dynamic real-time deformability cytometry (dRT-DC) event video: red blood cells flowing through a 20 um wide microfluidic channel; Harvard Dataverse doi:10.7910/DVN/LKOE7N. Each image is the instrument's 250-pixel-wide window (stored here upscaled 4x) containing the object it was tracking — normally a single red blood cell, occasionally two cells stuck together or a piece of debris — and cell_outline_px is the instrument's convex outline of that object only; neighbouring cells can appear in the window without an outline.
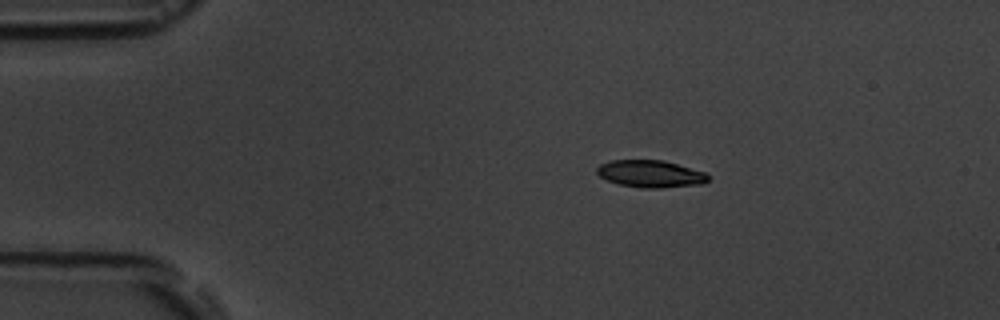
{"species": "common noctule bat (a hibernating species)", "species_latin": "Nyctalus noctula", "temperature_condition": "room temperature", "stored_images_in_passage": 4, "camera_frame_rate_fps": 3000, "um_per_image_px": 0.085, "animal": {"sex": "male", "body_mass_g": 19.5, "forearm_length_mm": 54.6}, "frame": {"image": 1, "passage_image": 1, "time_ms": 0.0, "image_size_px": [1000, 320], "cell_outline_px": [[708, 180], [704, 184], [660, 188], [644, 188], [620, 184], [608, 180], [600, 176], [596, 172], [596, 168], [600, 164], [612, 160], [664, 160], [704, 172], [708, 176]], "centroid_in_image_um": [55.29, 14.77], "position_along_channel_um": 29.7, "area_um2": 17.51}}
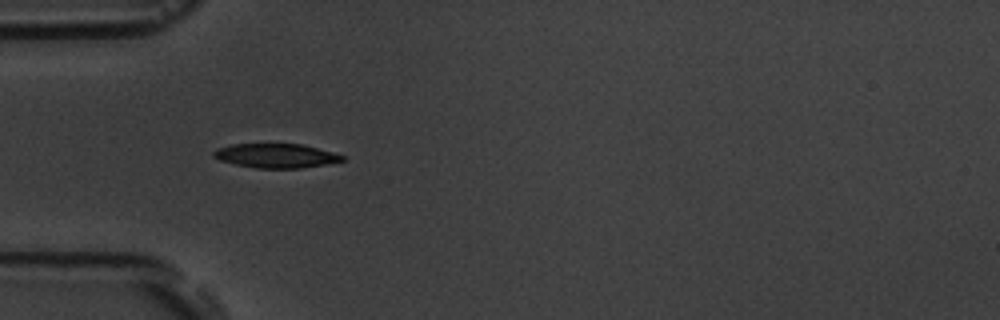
{"frame": {"image": 2, "passage_image": 3, "time_ms": 2.333, "image_size_px": [1000, 320], "cell_outline_px": [[344, 160], [324, 164], [300, 168], [256, 168], [236, 164], [220, 160], [212, 156], [212, 152], [216, 148], [232, 144], [300, 144], [332, 152], [344, 156]], "centroid_in_image_um": [23.4, 13.23], "position_along_channel_um": 61.6, "area_um2": 17.92}}
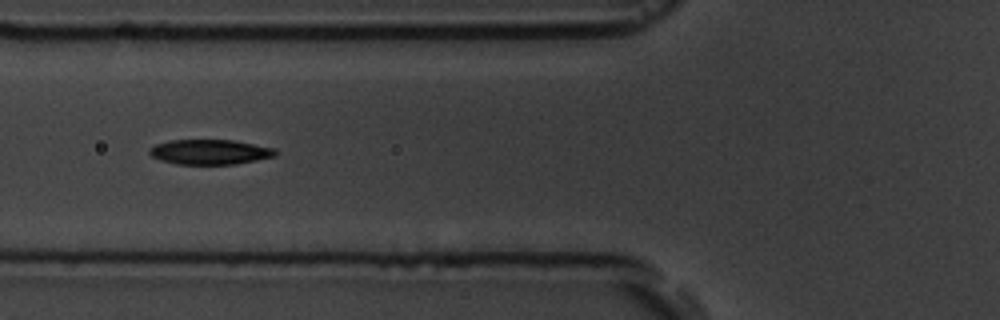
{"frame": {"image": 3, "passage_image": 4, "time_ms": 3.667, "image_size_px": [1000, 320], "cell_outline_px": [[280, 152], [276, 156], [236, 164], [176, 164], [160, 160], [152, 156], [148, 152], [148, 148], [156, 144], [172, 140], [232, 140], [276, 148]], "centroid_in_image_um": [17.87, 12.92], "position_along_channel_um": 107.9, "area_um2": 18.44}}